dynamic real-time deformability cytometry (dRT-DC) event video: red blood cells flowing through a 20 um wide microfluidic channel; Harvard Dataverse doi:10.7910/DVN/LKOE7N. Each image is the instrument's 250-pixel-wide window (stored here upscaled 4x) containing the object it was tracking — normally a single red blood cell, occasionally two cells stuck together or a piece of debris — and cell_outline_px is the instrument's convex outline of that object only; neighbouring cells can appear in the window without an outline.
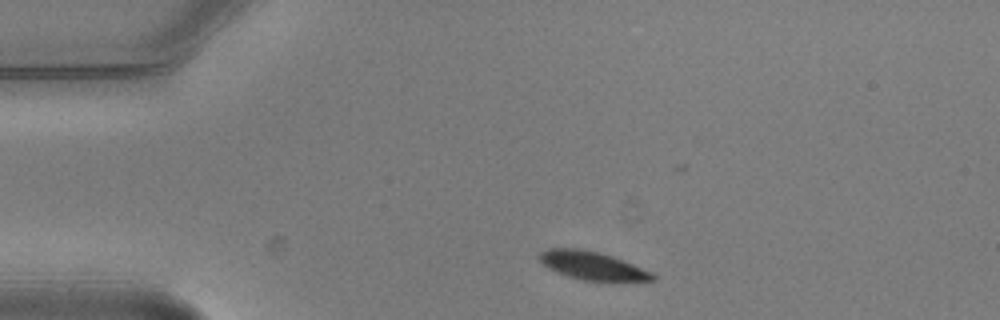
{"species": "common noctule bat (a hibernating species)", "species_latin": "Nyctalus noctula", "temperature_condition": "warm", "stored_images_in_passage": 2, "camera_frame_rate_fps": 3000, "um_per_image_px": 0.085, "animal": {"sex": "male", "body_mass_g": 20.5, "forearm_length_mm": 52.5}, "frame": {"image": 1, "passage_image": 1, "time_ms": 0.0, "image_size_px": [1000, 320], "cell_outline_px": [[656, 280], [584, 280], [568, 276], [556, 272], [548, 268], [540, 260], [540, 252], [548, 248], [580, 248], [612, 256], [652, 272], [656, 276]], "centroid_in_image_um": [50.32, 22.56], "position_along_channel_um": 34.7, "area_um2": 18.15}}